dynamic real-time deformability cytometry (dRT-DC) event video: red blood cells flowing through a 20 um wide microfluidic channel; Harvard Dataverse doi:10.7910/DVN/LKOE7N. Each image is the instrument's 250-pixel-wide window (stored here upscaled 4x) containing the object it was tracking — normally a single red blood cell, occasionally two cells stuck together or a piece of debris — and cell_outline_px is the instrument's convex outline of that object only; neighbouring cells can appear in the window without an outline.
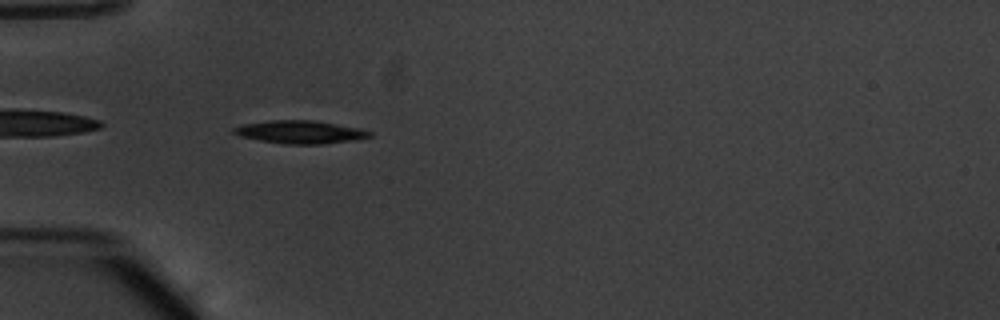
{"species": "common noctule bat (a hibernating species)", "species_latin": "Nyctalus noctula", "temperature_condition": "warm", "stored_images_in_passage": 39, "camera_frame_rate_fps": 3000, "um_per_image_px": 0.085, "animal": {"sex": "male", "body_mass_g": 20.1, "forearm_length_mm": 53.5}, "frame": {"image": 1, "passage_image": 2, "time_ms": 0.333, "image_size_px": [1000, 320], "cell_outline_px": [[372, 136], [356, 140], [324, 144], [284, 144], [260, 140], [240, 136], [232, 132], [232, 128], [244, 124], [272, 120], [312, 120], [360, 128], [372, 132]], "centroid_in_image_um": [25.54, 11.23], "position_along_channel_um": 59.5, "area_um2": 18.15}}
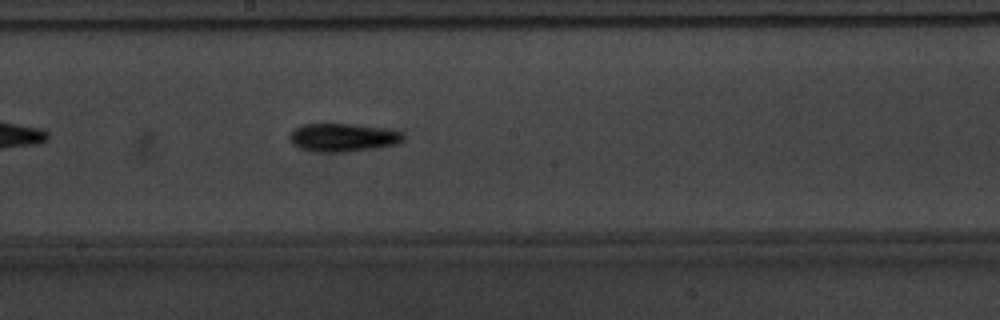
{"frame": {"image": 2, "passage_image": 15, "time_ms": 4.667, "image_size_px": [1000, 320], "cell_outline_px": [[404, 140], [396, 144], [372, 148], [344, 152], [316, 152], [300, 148], [292, 144], [288, 140], [288, 136], [296, 128], [304, 124], [352, 124], [388, 128], [404, 132]], "centroid_in_image_um": [29.16, 11.68], "position_along_channel_um": 219.0, "area_um2": 18.79}}
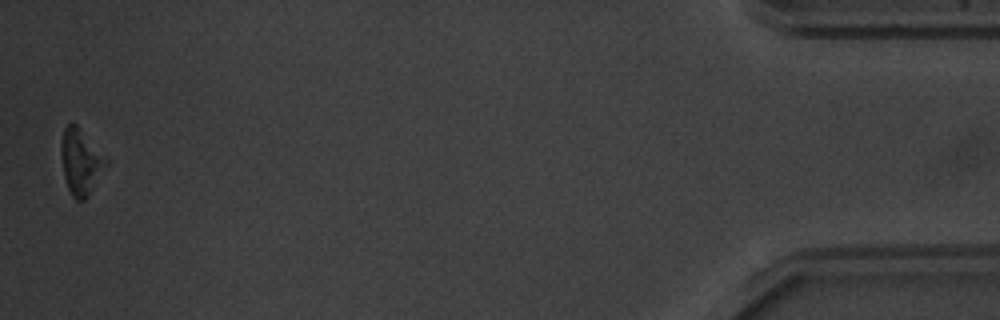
{"frame": {"image": 3, "passage_image": 38, "time_ms": 12.333, "image_size_px": [1000, 320], "cell_outline_px": [[108, 160], [88, 196], [84, 200], [76, 200], [72, 196], [68, 188], [64, 176], [60, 152], [60, 144], [64, 128], [68, 124], [76, 124]], "centroid_in_image_um": [6.82, 13.75], "position_along_channel_um": 428.4, "area_um2": 16.7}, "authors_computed_cell_mechanics": {"area_um2": 17.5134, "velocity_mm_per_s": 3.8078, "shape_relaxation_time_tau1_ms": 2.031, "shape_relaxation_time_tau2_ms": null, "deformation_change_tau1": 0.1127, "deformation_change_tau2": null}}